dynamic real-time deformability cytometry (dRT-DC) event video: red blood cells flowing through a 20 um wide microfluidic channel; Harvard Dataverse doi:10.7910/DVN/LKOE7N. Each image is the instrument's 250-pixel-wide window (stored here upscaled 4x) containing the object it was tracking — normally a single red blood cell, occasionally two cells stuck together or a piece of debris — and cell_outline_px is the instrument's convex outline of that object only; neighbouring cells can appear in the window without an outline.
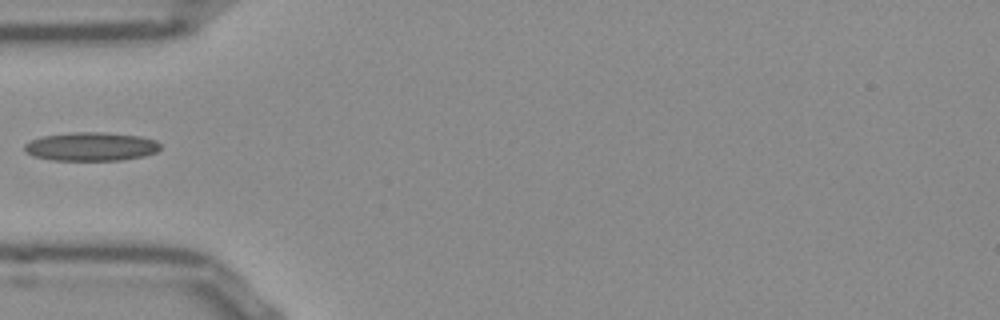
{"species": "Egyptian fruit bat (a non-hibernating species)", "species_latin": "Rousettus aegyptiacus", "temperature_condition": "room temperature", "stored_images_in_passage": 36, "camera_frame_rate_fps": 3000, "um_per_image_px": 0.085, "frame": {"image": 1, "passage_image": 1, "time_ms": 0.0, "image_size_px": [1000, 320], "cell_outline_px": [[160, 148], [156, 152], [144, 156], [120, 160], [52, 160], [36, 156], [24, 152], [24, 144], [40, 136], [72, 132], [104, 132], [140, 136], [156, 140], [160, 144]], "centroid_in_image_um": [7.74, 12.45], "position_along_channel_um": 77.3, "area_um2": 22.72}}
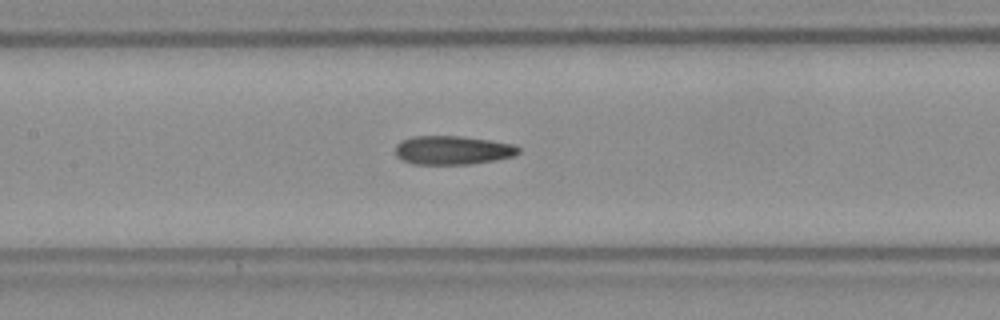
{"frame": {"image": 2, "passage_image": 8, "time_ms": 2.333, "image_size_px": [1000, 320], "cell_outline_px": [[520, 152], [512, 156], [496, 160], [468, 164], [412, 164], [396, 156], [396, 144], [400, 140], [412, 136], [460, 136], [516, 144], [520, 148]], "centroid_in_image_um": [38.47, 12.76], "position_along_channel_um": 168.9, "area_um2": 20.69}}
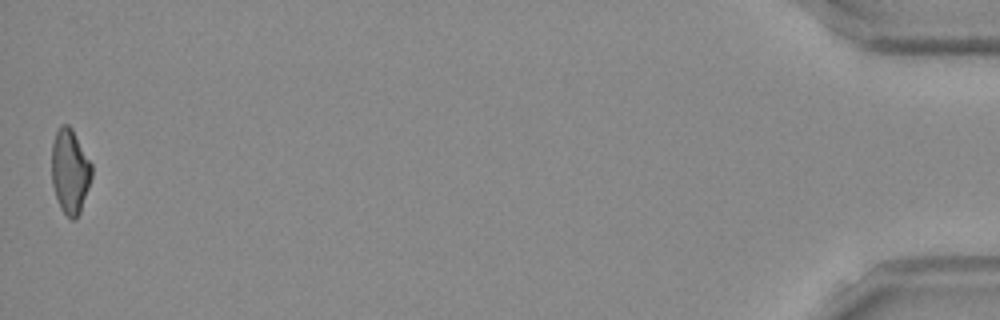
{"frame": {"image": 3, "passage_image": 36, "time_ms": 11.667, "image_size_px": [1000, 320], "cell_outline_px": [[92, 176], [80, 212], [76, 220], [72, 220], [60, 208], [52, 184], [52, 144], [56, 132], [60, 124], [68, 124], [72, 128], [92, 164]], "centroid_in_image_um": [5.95, 14.55], "position_along_channel_um": 429.3, "area_um2": 19.71}}